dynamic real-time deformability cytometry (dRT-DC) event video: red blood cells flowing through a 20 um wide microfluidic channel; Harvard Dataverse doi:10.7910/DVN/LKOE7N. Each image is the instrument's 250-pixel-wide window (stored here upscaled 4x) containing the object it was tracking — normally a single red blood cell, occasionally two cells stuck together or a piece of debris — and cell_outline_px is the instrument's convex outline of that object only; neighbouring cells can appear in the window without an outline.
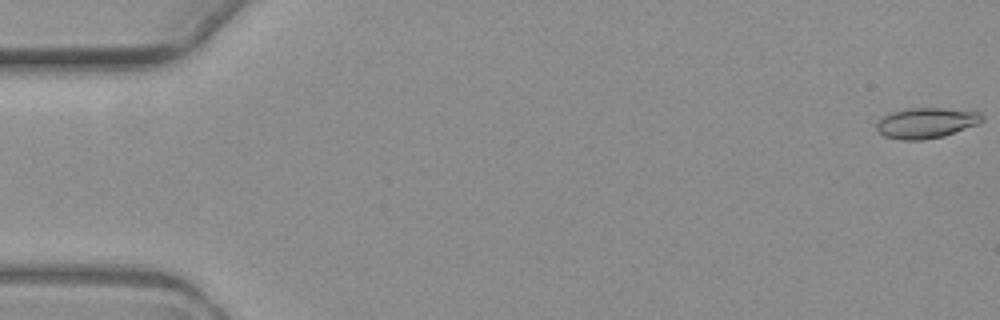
{"species": "common noctule bat (a hibernating species)", "species_latin": "Nyctalus noctula", "temperature_condition": "warm", "stored_images_in_passage": 6, "camera_frame_rate_fps": 3000, "um_per_image_px": 0.085, "animal": {"sex": "female", "body_mass_g": 19.3, "forearm_length_mm": 54.1}, "frame": {"image": 1, "passage_image": 1, "time_ms": 0.0, "image_size_px": [1000, 320], "cell_outline_px": [[984, 120], [980, 124], [944, 136], [924, 140], [900, 140], [884, 136], [876, 128], [876, 124], [880, 116], [892, 112], [908, 108], [940, 108], [980, 112], [984, 116]], "centroid_in_image_um": [78.74, 10.45], "position_along_channel_um": 6.3, "area_um2": 19.02}}
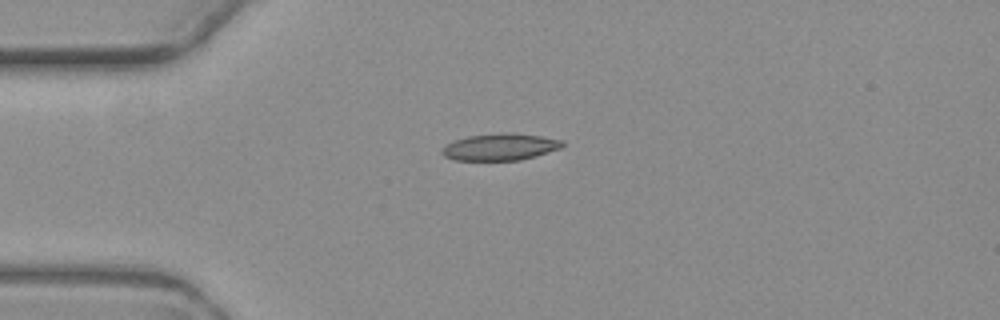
{"frame": {"image": 2, "passage_image": 5, "time_ms": 4.667, "image_size_px": [1000, 320], "cell_outline_px": [[564, 144], [560, 148], [536, 156], [520, 160], [456, 160], [444, 156], [440, 152], [448, 144], [456, 140], [468, 136], [508, 132], [512, 132], [540, 136], [564, 140]], "centroid_in_image_um": [42.55, 12.49], "position_along_channel_um": 42.5, "area_um2": 18.67}}